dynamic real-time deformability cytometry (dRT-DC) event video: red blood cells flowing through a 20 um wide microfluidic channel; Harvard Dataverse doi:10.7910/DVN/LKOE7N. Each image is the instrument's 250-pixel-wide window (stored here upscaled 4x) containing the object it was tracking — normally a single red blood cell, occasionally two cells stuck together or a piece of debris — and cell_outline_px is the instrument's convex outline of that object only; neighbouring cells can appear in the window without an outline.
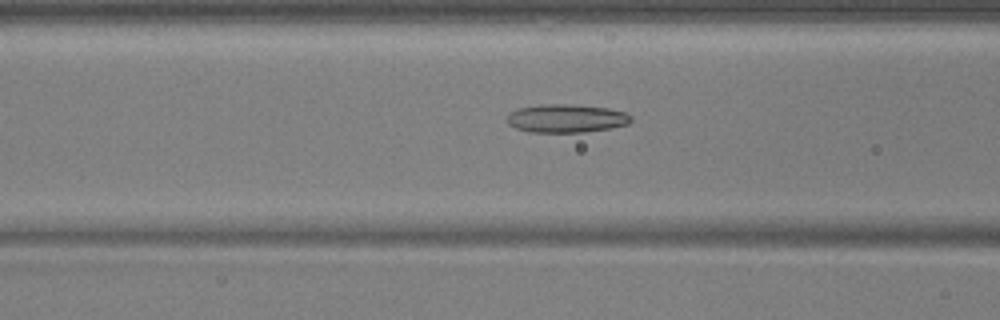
{"species": "common noctule bat (a hibernating species)", "species_latin": "Nyctalus noctula", "temperature_condition": "warm", "stored_images_in_passage": 40, "camera_frame_rate_fps": 3000, "um_per_image_px": 0.085, "animal": {"sex": "male", "body_mass_g": 17.9, "forearm_length_mm": 54.2}, "frame": {"image": 1, "passage_image": 8, "time_ms": 2.333, "image_size_px": [1000, 320], "cell_outline_px": [[632, 120], [628, 124], [608, 128], [584, 132], [528, 132], [516, 128], [508, 124], [508, 112], [516, 108], [540, 104], [564, 104], [608, 108], [624, 112], [632, 116]], "centroid_in_image_um": [48.09, 10.06], "position_along_channel_um": 118.5, "area_um2": 20.46}}
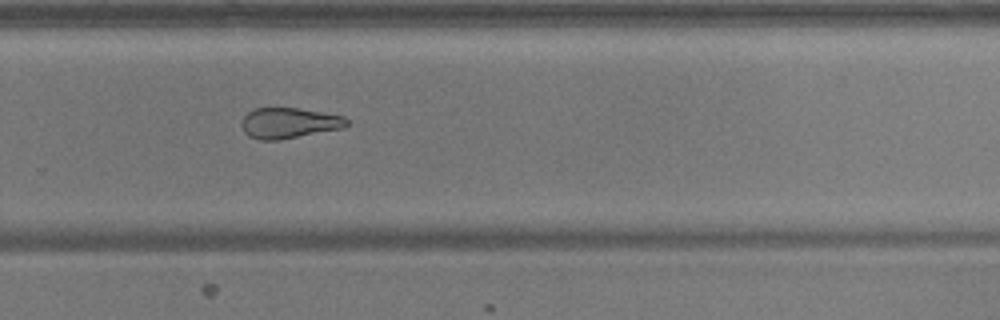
{"frame": {"image": 2, "passage_image": 23, "time_ms": 7.333, "image_size_px": [1000, 320], "cell_outline_px": [[348, 124], [344, 128], [276, 140], [260, 140], [248, 136], [244, 132], [240, 124], [244, 116], [248, 112], [256, 108], [296, 108], [344, 116], [348, 120]], "centroid_in_image_um": [24.54, 10.46], "position_along_channel_um": 305.3, "area_um2": 18.61}}
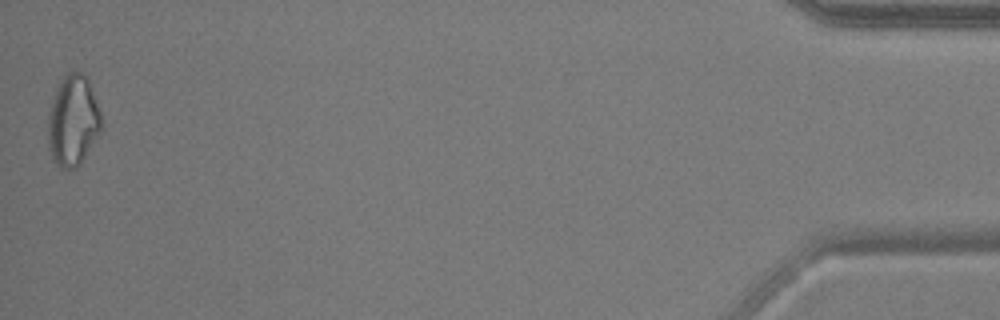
{"frame": {"image": 3, "passage_image": 40, "time_ms": 13.0, "image_size_px": [1000, 320], "cell_outline_px": [[100, 132], [80, 164], [76, 168], [60, 168], [56, 164], [48, 148], [48, 116], [56, 88], [60, 80], [68, 72], [80, 72], [88, 76], [100, 112]], "centroid_in_image_um": [6.19, 10.24], "position_along_channel_um": 429.0, "area_um2": 28.03}, "authors_computed_cell_mechanics": {"area_um2": 20.4323, "velocity_mm_per_s": 3.736, "shape_relaxation_time_tau1_ms": null, "shape_relaxation_time_tau2_ms": 4.8447, "deformation_change_tau1": null, "deformation_change_tau2": 0.1294}}